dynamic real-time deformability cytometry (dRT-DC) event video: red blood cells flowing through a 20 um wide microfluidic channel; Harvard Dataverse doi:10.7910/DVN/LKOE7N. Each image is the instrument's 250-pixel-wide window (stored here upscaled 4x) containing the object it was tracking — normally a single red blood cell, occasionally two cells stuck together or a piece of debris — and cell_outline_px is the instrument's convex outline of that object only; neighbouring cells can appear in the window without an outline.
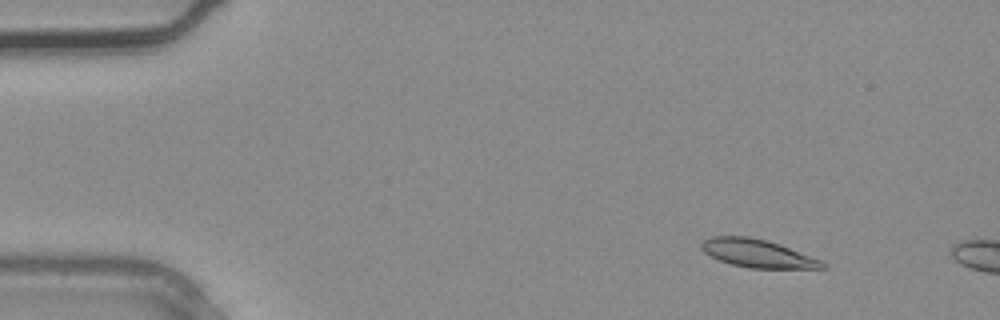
{"species": "common noctule bat (a hibernating species)", "species_latin": "Nyctalus noctula", "temperature_condition": "warm", "stored_images_in_passage": 3, "camera_frame_rate_fps": 3000, "um_per_image_px": 0.085, "animal": {"sex": "male", "body_mass_g": 20.4}, "frame": {"image": 1, "passage_image": 2, "time_ms": 0.333, "image_size_px": [1000, 320], "cell_outline_px": [[828, 268], [752, 268], [732, 264], [720, 260], [704, 252], [700, 248], [700, 244], [704, 240], [712, 236], [748, 236], [768, 240], [780, 244], [820, 260], [828, 264]], "centroid_in_image_um": [64.39, 21.53], "position_along_channel_um": 20.6, "area_um2": 19.65}}